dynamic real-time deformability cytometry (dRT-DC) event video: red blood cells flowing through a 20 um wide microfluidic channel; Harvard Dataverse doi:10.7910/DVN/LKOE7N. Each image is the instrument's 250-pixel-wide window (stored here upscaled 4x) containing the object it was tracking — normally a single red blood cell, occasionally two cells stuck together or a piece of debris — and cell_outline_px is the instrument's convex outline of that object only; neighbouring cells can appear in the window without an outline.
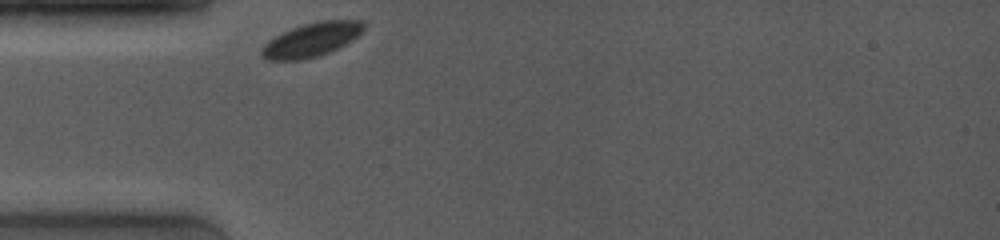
{"species": "common noctule bat (a hibernating species)", "species_latin": "Nyctalus noctula", "temperature_condition": "room temperature", "stored_images_in_passage": 27, "camera_frame_rate_fps": 4000, "um_per_image_px": 0.085, "animal": {"sex": "female", "body_mass_g": 19.0, "forearm_length_mm": 53.3}, "frame": {"image": 1, "passage_image": 1, "time_ms": 0.0, "image_size_px": [1000, 240], "cell_outline_px": [[364, 28], [352, 40], [328, 52], [316, 56], [300, 60], [268, 60], [260, 56], [260, 48], [268, 40], [292, 28], [304, 24], [320, 20], [360, 20], [364, 24]], "centroid_in_image_um": [26.42, 3.38], "position_along_channel_um": 58.6, "area_um2": 19.88}}
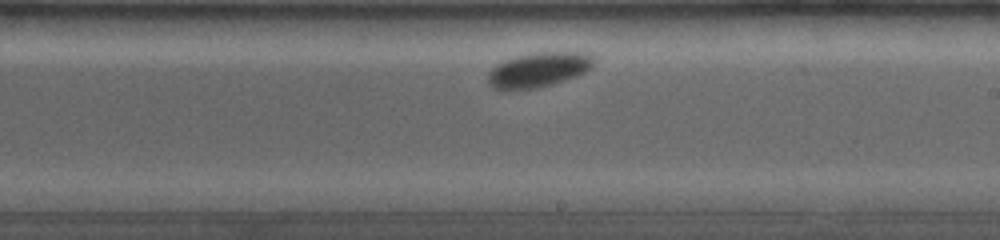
{"frame": {"image": 2, "passage_image": 16, "time_ms": 5.25, "image_size_px": [1000, 240], "cell_outline_px": [[592, 68], [576, 76], [552, 84], [536, 88], [504, 92], [488, 84], [488, 72], [496, 64], [504, 60], [516, 56], [532, 52], [584, 52], [592, 56]], "centroid_in_image_um": [45.71, 5.94], "position_along_channel_um": 243.3, "area_um2": 21.68}}
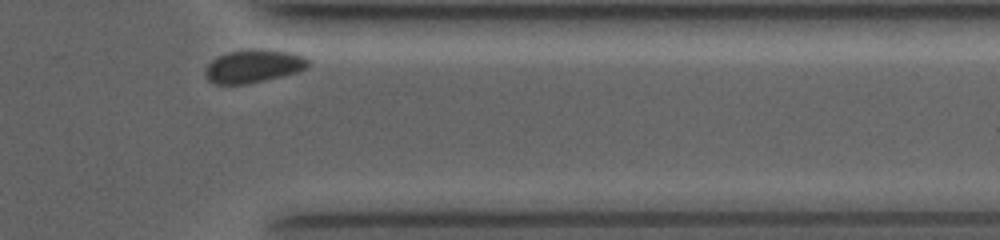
{"frame": {"image": 3, "passage_image": 27, "time_ms": 9.25, "image_size_px": [1000, 240], "cell_outline_px": [[308, 68], [296, 72], [248, 84], [216, 84], [208, 80], [204, 72], [208, 64], [212, 60], [228, 52], [292, 52], [304, 56], [308, 60]], "centroid_in_image_um": [21.53, 5.68], "position_along_channel_um": 389.9, "area_um2": 18.84}}